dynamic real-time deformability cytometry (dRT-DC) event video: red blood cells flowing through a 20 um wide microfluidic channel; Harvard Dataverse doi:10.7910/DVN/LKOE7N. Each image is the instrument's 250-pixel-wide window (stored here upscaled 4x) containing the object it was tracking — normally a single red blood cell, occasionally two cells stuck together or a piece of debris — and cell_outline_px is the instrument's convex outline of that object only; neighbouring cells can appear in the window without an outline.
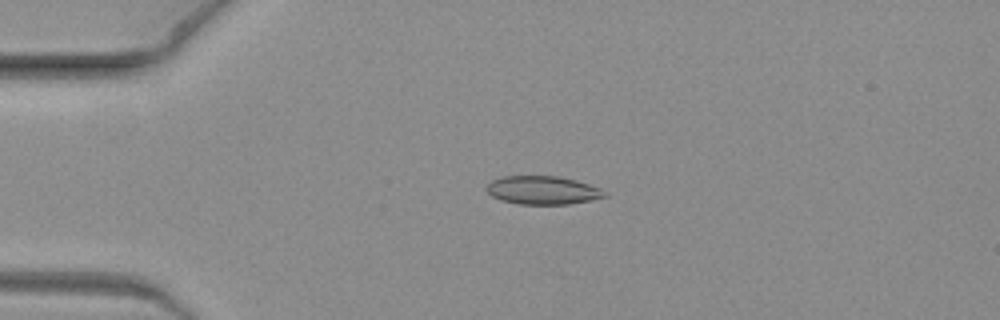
{"species": "common noctule bat (a hibernating species)", "species_latin": "Nyctalus noctula", "temperature_condition": "warm", "stored_images_in_passage": 10, "camera_frame_rate_fps": 3000, "um_per_image_px": 0.085, "animal": {"sex": "female", "body_mass_g": 19.3, "forearm_length_mm": 54.1}, "frame": {"image": 1, "passage_image": 5, "time_ms": 1.333, "image_size_px": [1000, 320], "cell_outline_px": [[608, 196], [568, 204], [520, 204], [500, 200], [492, 196], [484, 188], [492, 180], [504, 176], [556, 176], [576, 180], [600, 188]], "centroid_in_image_um": [46.09, 16.16], "position_along_channel_um": 38.9, "area_um2": 19.36}}
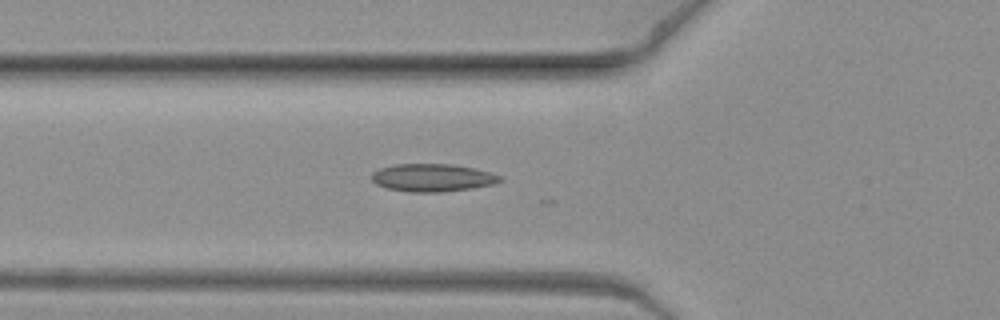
{"frame": {"image": 2, "passage_image": 7, "time_ms": 2.0, "image_size_px": [1000, 320], "cell_outline_px": [[504, 180], [492, 184], [472, 188], [440, 192], [408, 192], [388, 188], [376, 184], [372, 180], [372, 172], [380, 168], [396, 164], [452, 164], [492, 172], [500, 176]], "centroid_in_image_um": [36.76, 15.1], "position_along_channel_um": 89.0, "area_um2": 20.69}}
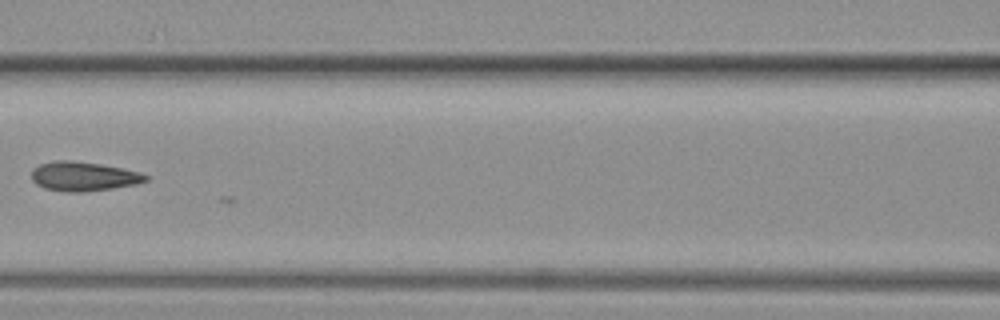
{"frame": {"image": 3, "passage_image": 9, "time_ms": 2.667, "image_size_px": [1000, 320], "cell_outline_px": [[148, 180], [136, 184], [112, 188], [84, 192], [64, 192], [44, 188], [36, 184], [32, 180], [32, 168], [40, 164], [56, 160], [72, 160], [100, 164], [140, 172], [148, 176]], "centroid_in_image_um": [7.06, 14.99], "position_along_channel_um": 159.5, "area_um2": 19.48}}